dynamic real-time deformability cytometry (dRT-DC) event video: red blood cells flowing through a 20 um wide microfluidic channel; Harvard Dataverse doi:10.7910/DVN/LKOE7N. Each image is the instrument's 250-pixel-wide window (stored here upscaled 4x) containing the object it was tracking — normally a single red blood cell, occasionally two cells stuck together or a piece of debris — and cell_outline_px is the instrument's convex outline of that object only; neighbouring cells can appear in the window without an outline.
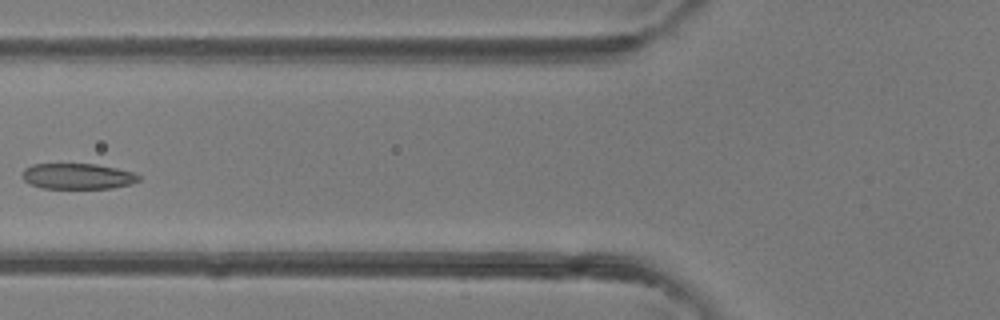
{"species": "common noctule bat (a hibernating species)", "species_latin": "Nyctalus noctula", "temperature_condition": "room temperature", "stored_images_in_passage": 5, "camera_frame_rate_fps": 3000, "um_per_image_px": 0.085, "animal": {"sex": "female"}, "frame": {"image": 1, "passage_image": 5, "time_ms": 4.667, "image_size_px": [1000, 320], "cell_outline_px": [[140, 180], [132, 184], [112, 188], [44, 188], [32, 184], [24, 180], [24, 168], [32, 164], [96, 164], [116, 168], [132, 172], [140, 176]], "centroid_in_image_um": [6.64, 14.98], "position_along_channel_um": 119.2, "area_um2": 17.28}}